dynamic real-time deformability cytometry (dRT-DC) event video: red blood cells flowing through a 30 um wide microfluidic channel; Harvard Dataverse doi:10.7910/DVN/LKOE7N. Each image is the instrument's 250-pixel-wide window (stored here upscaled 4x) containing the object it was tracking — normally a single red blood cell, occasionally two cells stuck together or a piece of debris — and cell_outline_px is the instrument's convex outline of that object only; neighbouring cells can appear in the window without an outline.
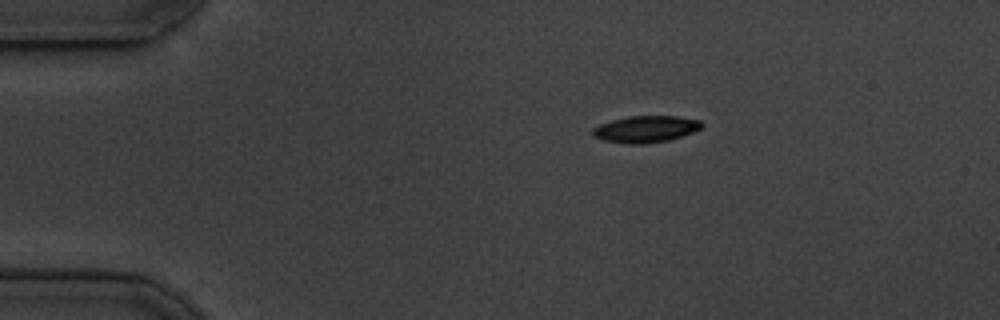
{"species": "common noctule bat (a hibernating species)", "species_latin": "Nyctalus noctula", "temperature_condition": "cold", "stored_images_in_passage": 45, "camera_frame_rate_fps": 3000, "um_per_image_px": 0.085, "animal": {"sex": "male", "body_mass_g": 19.5, "forearm_length_mm": 54.6}, "frame": {"image": 1, "passage_image": 1, "time_ms": 0.0, "image_size_px": [1000, 320], "cell_outline_px": [[704, 128], [668, 140], [644, 144], [624, 144], [604, 140], [592, 136], [592, 128], [600, 124], [612, 120], [628, 116], [680, 116], [700, 120], [704, 124]], "centroid_in_image_um": [54.89, 10.97], "position_along_channel_um": 30.1, "area_um2": 17.11}}
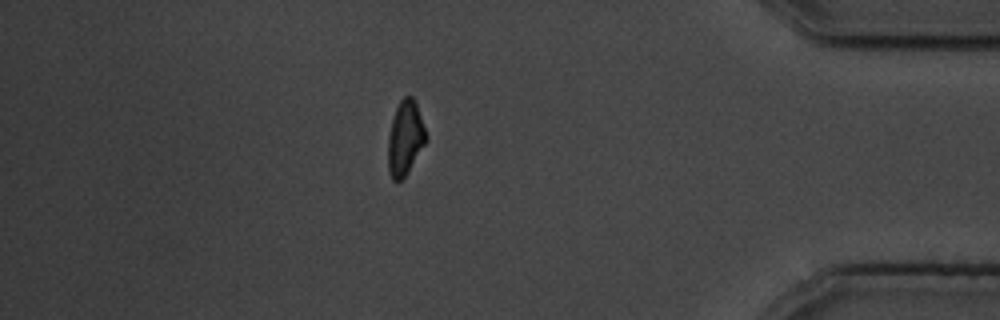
{"frame": {"image": 2, "passage_image": 38, "time_ms": 12.333, "image_size_px": [1000, 320], "cell_outline_px": [[428, 140], [408, 172], [400, 180], [392, 180], [388, 172], [388, 136], [392, 120], [396, 108], [400, 100], [404, 96], [412, 96], [416, 100], [428, 136]], "centroid_in_image_um": [34.46, 11.72], "position_along_channel_um": 400.7, "area_um2": 16.76}}
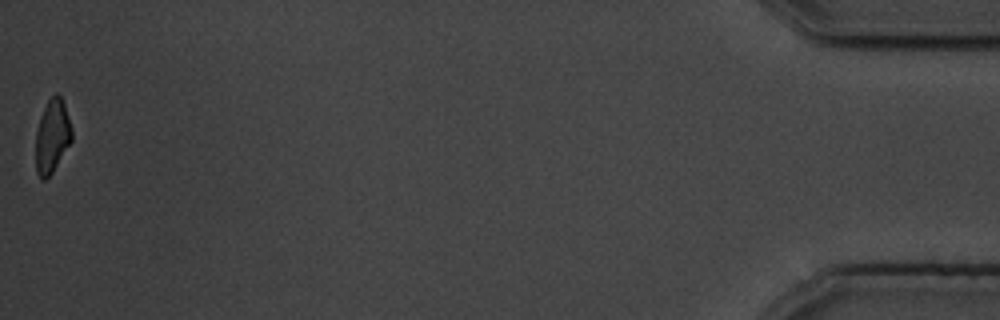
{"frame": {"image": 3, "passage_image": 45, "time_ms": 14.667, "image_size_px": [1000, 320], "cell_outline_px": [[72, 140], [52, 172], [44, 180], [40, 180], [36, 172], [36, 132], [40, 116], [48, 100], [56, 92], [60, 96], [64, 104], [72, 128]], "centroid_in_image_um": [4.43, 11.58], "position_along_channel_um": 430.8, "area_um2": 15.32}, "authors_computed_cell_mechanics": {"area_um2": 17.5134, "velocity_mm_per_s": 3.738, "shape_relaxation_time_tau1_ms": 3.5319, "shape_relaxation_time_tau2_ms": 2.7377, "deformation_change_tau1": 0.1476, "deformation_change_tau2": 0.0764}}